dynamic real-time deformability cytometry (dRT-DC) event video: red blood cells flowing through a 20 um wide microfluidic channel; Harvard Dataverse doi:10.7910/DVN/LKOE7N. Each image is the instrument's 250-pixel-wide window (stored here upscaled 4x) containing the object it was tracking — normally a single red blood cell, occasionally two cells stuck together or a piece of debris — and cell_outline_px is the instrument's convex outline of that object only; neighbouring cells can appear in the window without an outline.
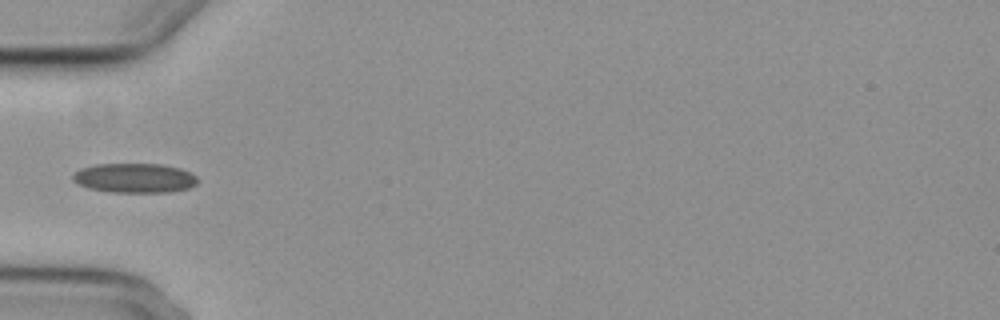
{"species": "common noctule bat (a hibernating species)", "species_latin": "Nyctalus noctula", "temperature_condition": "cold", "stored_images_in_passage": 5, "camera_frame_rate_fps": 3000, "um_per_image_px": 0.085, "animal": {"sex": "female", "body_mass_g": 29.2, "forearm_length_mm": 56.3}, "frame": {"image": 1, "passage_image": 4, "time_ms": 3.667, "image_size_px": [1000, 320], "cell_outline_px": [[196, 184], [188, 188], [168, 192], [108, 192], [88, 188], [72, 180], [72, 176], [80, 168], [96, 164], [160, 164], [180, 168], [196, 176]], "centroid_in_image_um": [11.41, 15.13], "position_along_channel_um": 73.6, "area_um2": 21.33}}
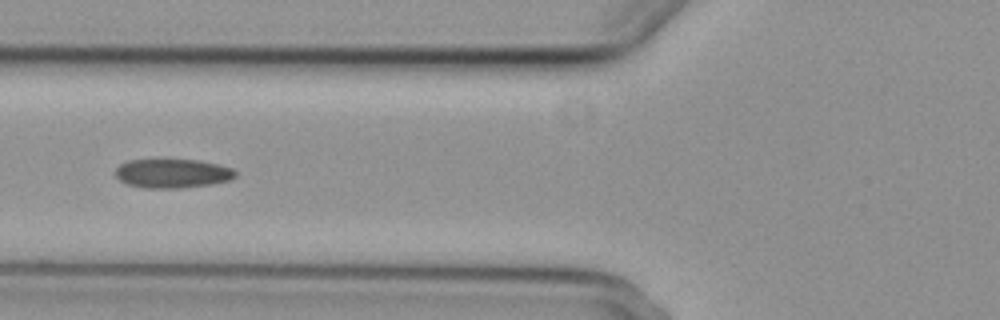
{"frame": {"image": 2, "passage_image": 5, "time_ms": 4.667, "image_size_px": [1000, 320], "cell_outline_px": [[236, 176], [228, 180], [212, 184], [180, 188], [144, 188], [128, 184], [120, 180], [116, 176], [116, 168], [120, 164], [128, 160], [200, 160], [232, 168], [236, 172]], "centroid_in_image_um": [14.65, 14.74], "position_along_channel_um": 111.1, "area_um2": 20.17}}